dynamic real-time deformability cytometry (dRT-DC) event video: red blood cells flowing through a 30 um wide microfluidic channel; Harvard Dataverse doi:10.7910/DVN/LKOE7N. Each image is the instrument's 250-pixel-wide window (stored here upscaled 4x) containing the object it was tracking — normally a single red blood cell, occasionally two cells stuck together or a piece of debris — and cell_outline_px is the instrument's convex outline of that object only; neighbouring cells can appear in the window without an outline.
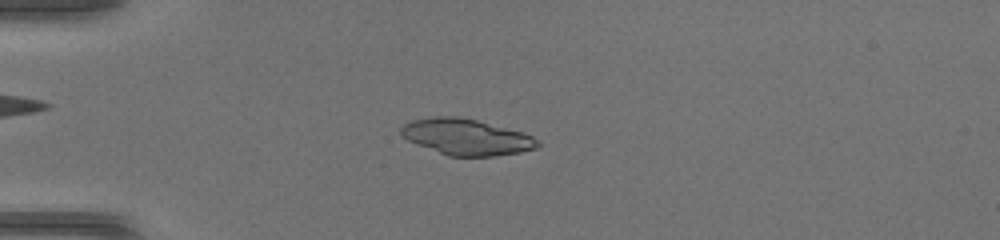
{"species": "common noctule bat (a hibernating species)", "species_latin": "Nyctalus noctula", "temperature_condition": "warm", "stored_images_in_passage": 47, "camera_frame_rate_fps": 3000, "um_per_image_px": 0.085, "animal": {"sex": "female", "body_mass_g": 17.0, "forearm_length_mm": 48.0}, "frame": {"image": 1, "passage_image": 13, "time_ms": 4.0, "image_size_px": [1000, 240], "cell_outline_px": [[540, 144], [536, 148], [520, 152], [496, 156], [448, 156], [408, 140], [400, 136], [400, 128], [404, 124], [412, 120], [436, 116], [456, 116], [476, 120], [520, 132], [532, 136]], "centroid_in_image_um": [39.6, 11.64], "position_along_channel_um": 45.4, "area_um2": 28.38}}
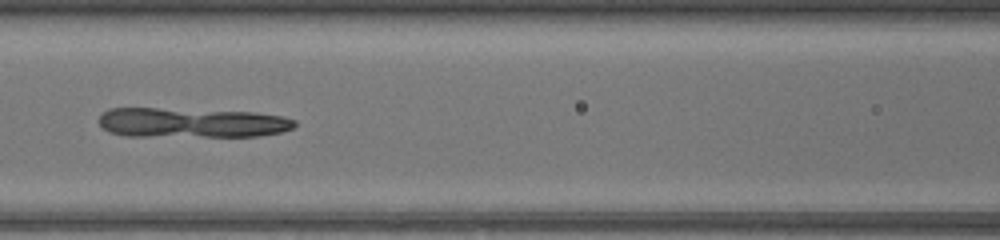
{"frame": {"image": 2, "passage_image": 22, "time_ms": 7.0, "image_size_px": [1000, 240], "cell_outline_px": [[296, 124], [292, 128], [280, 132], [260, 136], [128, 136], [112, 132], [104, 128], [100, 124], [100, 116], [108, 108], [156, 108], [252, 112], [284, 116], [296, 120]], "centroid_in_image_um": [16.31, 10.42], "position_along_channel_um": 150.3, "area_um2": 33.81}}
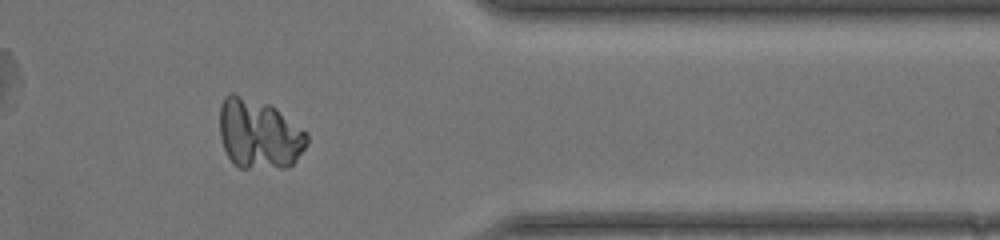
{"frame": {"image": 3, "passage_image": 39, "time_ms": 12.667, "image_size_px": [1000, 240], "cell_outline_px": [[308, 144], [296, 160], [292, 164], [284, 168], [240, 168], [228, 156], [224, 148], [220, 136], [220, 104], [224, 96], [228, 92], [232, 92], [268, 104], [276, 108], [308, 132]], "centroid_in_image_um": [22.03, 11.37], "position_along_channel_um": 389.4, "area_um2": 35.78}}